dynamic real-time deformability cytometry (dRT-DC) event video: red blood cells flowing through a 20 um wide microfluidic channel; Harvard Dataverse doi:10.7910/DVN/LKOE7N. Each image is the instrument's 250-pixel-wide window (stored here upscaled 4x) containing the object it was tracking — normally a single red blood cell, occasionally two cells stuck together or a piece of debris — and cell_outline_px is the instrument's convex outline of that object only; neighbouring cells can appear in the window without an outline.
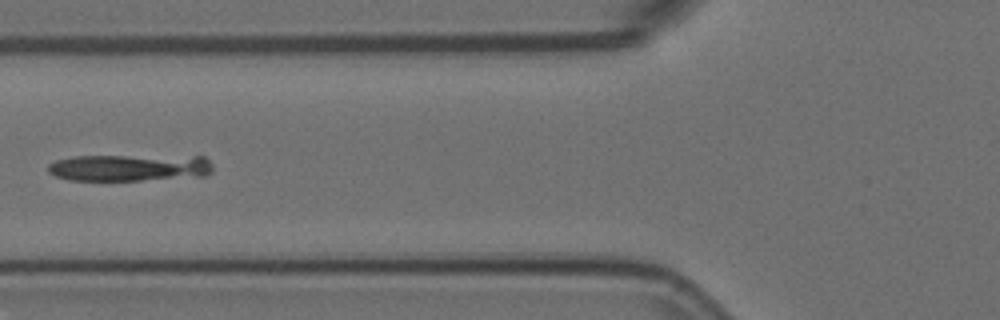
{"species": "Egyptian fruit bat (a non-hibernating species)", "species_latin": "Rousettus aegyptiacus", "temperature_condition": "room temperature", "stored_images_in_passage": 8, "camera_frame_rate_fps": 3000, "um_per_image_px": 0.085, "animal": {"sex": "female"}, "frame": {"image": 1, "passage_image": 6, "time_ms": 1.667, "image_size_px": [1000, 320], "cell_outline_px": [[212, 172], [204, 176], [140, 180], [68, 180], [56, 176], [48, 172], [48, 164], [56, 160], [72, 156], [204, 156], [212, 164]], "centroid_in_image_um": [11.01, 14.25], "position_along_channel_um": 114.8, "area_um2": 25.84}}
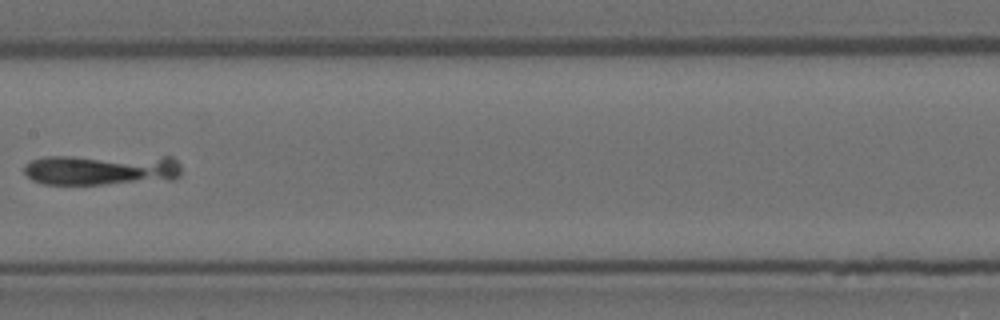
{"frame": {"image": 2, "passage_image": 8, "time_ms": 2.333, "image_size_px": [1000, 320], "cell_outline_px": [[180, 176], [176, 180], [104, 184], [44, 184], [32, 180], [24, 172], [24, 164], [32, 160], [44, 156], [168, 156], [176, 160], [180, 164]], "centroid_in_image_um": [8.66, 14.41], "position_along_channel_um": 198.7, "area_um2": 28.9}}